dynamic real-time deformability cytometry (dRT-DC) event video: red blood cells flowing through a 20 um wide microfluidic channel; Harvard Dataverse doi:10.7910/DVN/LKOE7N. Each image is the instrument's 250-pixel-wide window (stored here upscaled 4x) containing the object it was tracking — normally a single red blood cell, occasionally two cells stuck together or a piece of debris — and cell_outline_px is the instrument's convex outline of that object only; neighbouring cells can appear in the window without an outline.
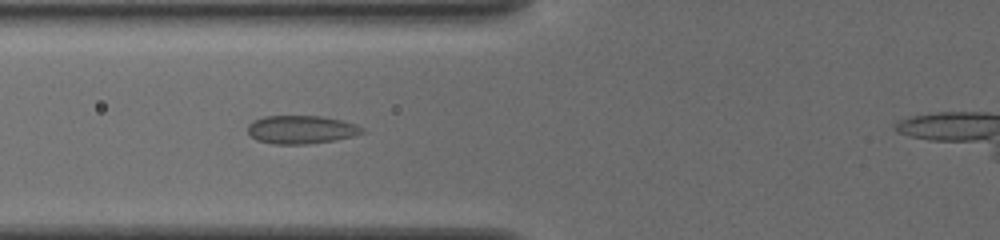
{"species": "common noctule bat (a hibernating species)", "species_latin": "Nyctalus noctula", "temperature_condition": "cold", "stored_images_in_passage": 36, "camera_frame_rate_fps": 3000, "um_per_image_px": 0.085, "animal": {"sex": "female", "body_mass_g": 19.5, "forearm_length_mm": 54.1}, "frame": {"image": 1, "passage_image": 8, "time_ms": 2.333, "image_size_px": [1000, 240], "cell_outline_px": [[364, 132], [352, 136], [336, 140], [308, 144], [272, 144], [256, 140], [248, 132], [248, 124], [252, 120], [264, 116], [320, 116], [340, 120], [356, 124], [364, 128]], "centroid_in_image_um": [25.58, 11.02], "position_along_channel_um": 100.2, "area_um2": 18.9}}
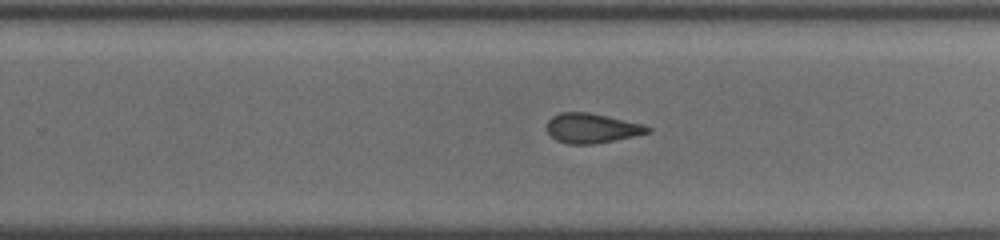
{"frame": {"image": 2, "passage_image": 22, "time_ms": 7.0, "image_size_px": [1000, 240], "cell_outline_px": [[652, 132], [592, 144], [568, 144], [556, 140], [548, 132], [548, 120], [552, 116], [560, 112], [588, 112], [608, 116], [644, 124], [652, 128]], "centroid_in_image_um": [50.32, 10.88], "position_along_channel_um": 279.5, "area_um2": 17.34}}
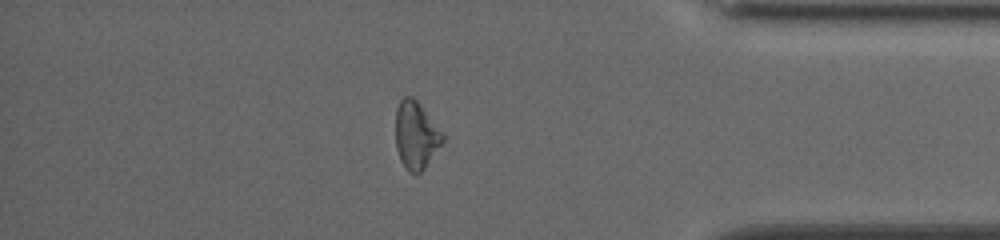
{"frame": {"image": 3, "passage_image": 33, "time_ms": 10.667, "image_size_px": [1000, 240], "cell_outline_px": [[444, 140], [424, 168], [420, 172], [408, 172], [400, 160], [396, 148], [396, 108], [400, 100], [404, 96], [412, 96], [416, 100], [444, 136]], "centroid_in_image_um": [35.32, 11.49], "position_along_channel_um": 399.9, "area_um2": 18.03}}